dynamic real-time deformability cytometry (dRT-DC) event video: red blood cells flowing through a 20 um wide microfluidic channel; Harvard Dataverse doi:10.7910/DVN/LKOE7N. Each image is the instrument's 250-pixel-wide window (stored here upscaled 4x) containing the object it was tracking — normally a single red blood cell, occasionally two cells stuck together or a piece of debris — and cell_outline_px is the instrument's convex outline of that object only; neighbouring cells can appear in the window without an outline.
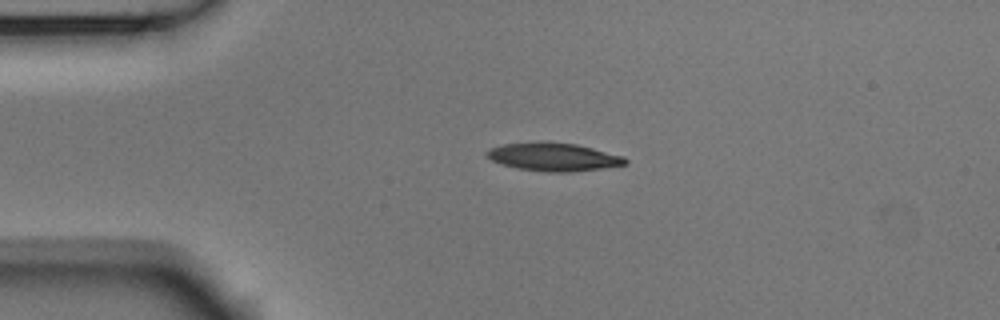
{"species": "Egyptian fruit bat (a non-hibernating species)", "species_latin": "Rousettus aegyptiacus", "temperature_condition": "room temperature", "stored_images_in_passage": 42, "camera_frame_rate_fps": 3000, "um_per_image_px": 0.085, "animal": {"sex": "male"}, "frame": {"image": 1, "passage_image": 1, "time_ms": 0.0, "image_size_px": [1000, 320], "cell_outline_px": [[628, 164], [604, 168], [568, 172], [548, 172], [516, 168], [492, 160], [484, 152], [492, 148], [504, 144], [576, 144], [624, 156], [628, 160]], "centroid_in_image_um": [47.13, 13.38], "position_along_channel_um": 37.9, "area_um2": 21.79}}
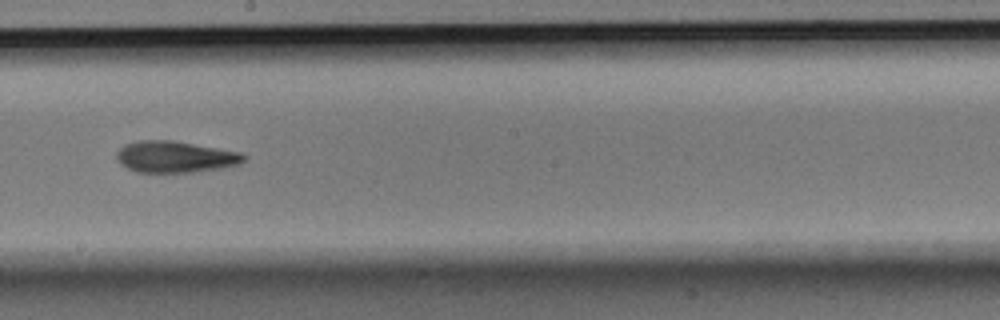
{"frame": {"image": 2, "passage_image": 19, "time_ms": 6.0, "image_size_px": [1000, 320], "cell_outline_px": [[248, 156], [240, 164], [224, 168], [192, 172], [136, 172], [120, 164], [116, 160], [116, 152], [124, 144], [140, 140], [172, 140], [240, 152]], "centroid_in_image_um": [14.88, 13.33], "position_along_channel_um": 233.3, "area_um2": 23.47}}
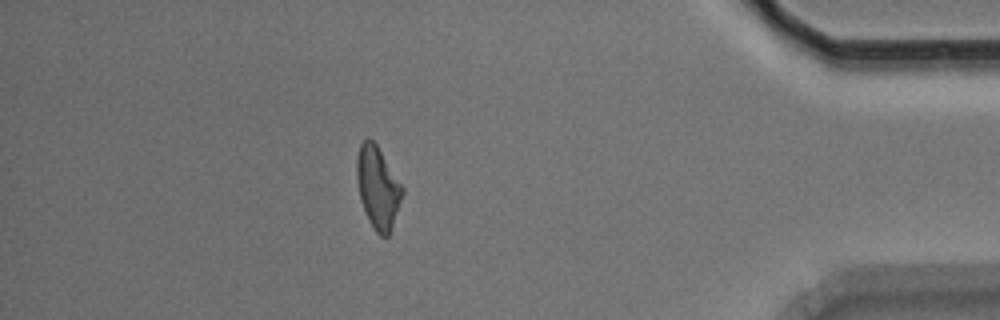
{"frame": {"image": 3, "passage_image": 36, "time_ms": 11.667, "image_size_px": [1000, 320], "cell_outline_px": [[404, 192], [388, 236], [380, 236], [376, 232], [360, 200], [356, 176], [356, 156], [360, 144], [368, 136], [376, 144], [404, 188]], "centroid_in_image_um": [32.1, 15.89], "position_along_channel_um": 403.1, "area_um2": 21.44}, "authors_computed_cell_mechanics": {"area_um2": 22.7732, "velocity_mm_per_s": 3.7524, "shape_relaxation_time_tau1_ms": 6.944, "shape_relaxation_time_tau2_ms": 6.9664, "deformation_change_tau1": 0.1706, "deformation_change_tau2": 0.1738}}